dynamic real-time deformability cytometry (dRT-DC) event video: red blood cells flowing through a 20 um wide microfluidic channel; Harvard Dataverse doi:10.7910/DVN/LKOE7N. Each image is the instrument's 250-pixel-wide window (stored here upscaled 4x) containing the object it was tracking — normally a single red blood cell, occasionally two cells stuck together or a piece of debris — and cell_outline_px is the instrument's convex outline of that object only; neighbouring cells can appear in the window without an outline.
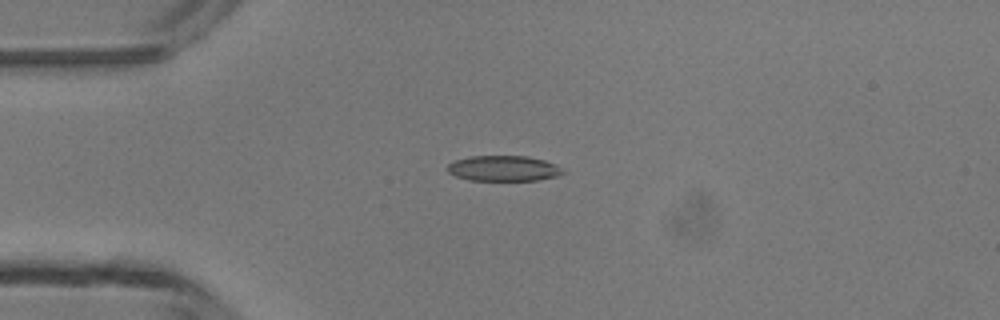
{"species": "common noctule bat (a hibernating species)", "species_latin": "Nyctalus noctula", "temperature_condition": "room temperature", "stored_images_in_passage": 4, "camera_frame_rate_fps": 3000, "um_per_image_px": 0.085, "animal": {"sex": "male", "body_mass_g": 13.3}, "frame": {"image": 1, "passage_image": 3, "time_ms": 2.333, "image_size_px": [1000, 320], "cell_outline_px": [[568, 172], [556, 176], [536, 180], [468, 180], [456, 176], [448, 172], [448, 164], [456, 160], [472, 156], [528, 156], [544, 160], [556, 164], [564, 168]], "centroid_in_image_um": [42.86, 14.31], "position_along_channel_um": 42.1, "area_um2": 17.17}}
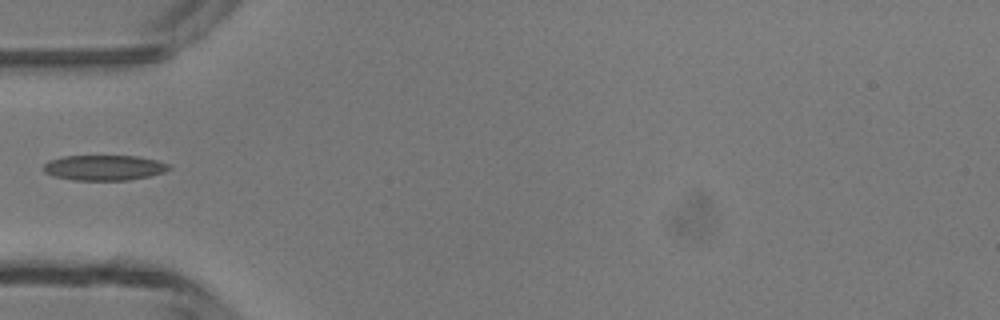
{"frame": {"image": 2, "passage_image": 4, "time_ms": 3.667, "image_size_px": [1000, 320], "cell_outline_px": [[172, 168], [164, 172], [148, 176], [128, 180], [72, 180], [52, 176], [44, 172], [44, 164], [48, 160], [64, 156], [136, 156], [156, 160], [168, 164]], "centroid_in_image_um": [8.82, 14.25], "position_along_channel_um": 76.2, "area_um2": 18.5}}